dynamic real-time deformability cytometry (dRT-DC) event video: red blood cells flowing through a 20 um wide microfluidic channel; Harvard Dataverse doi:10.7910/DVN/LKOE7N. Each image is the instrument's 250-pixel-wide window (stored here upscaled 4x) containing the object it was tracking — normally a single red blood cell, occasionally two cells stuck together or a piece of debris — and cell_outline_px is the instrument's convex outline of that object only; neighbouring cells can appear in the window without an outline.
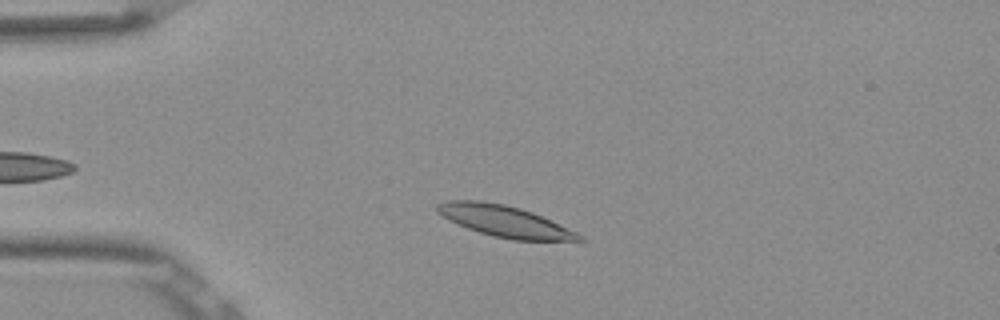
{"species": "Egyptian fruit bat (a non-hibernating species)", "species_latin": "Rousettus aegyptiacus", "temperature_condition": "room temperature", "stored_images_in_passage": 43, "camera_frame_rate_fps": 3000, "um_per_image_px": 0.085, "frame": {"image": 1, "passage_image": 7, "time_ms": 2.0, "image_size_px": [1000, 320], "cell_outline_px": [[588, 240], [512, 240], [480, 232], [468, 228], [436, 212], [436, 204], [448, 200], [480, 200], [504, 204], [520, 208], [532, 212], [576, 232], [584, 236]], "centroid_in_image_um": [42.89, 18.79], "position_along_channel_um": 42.1, "area_um2": 25.37}}
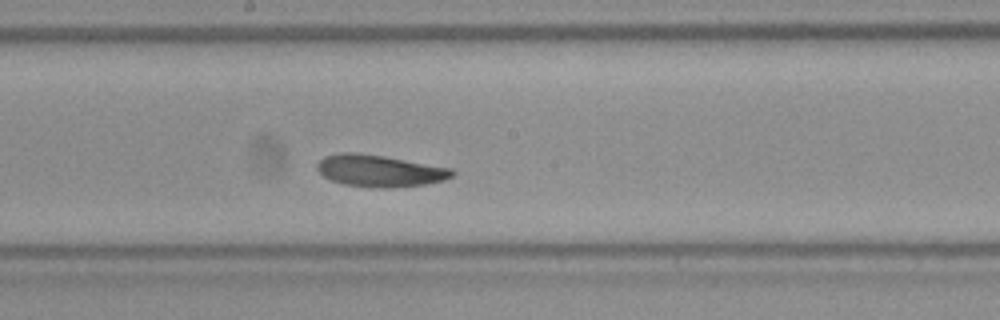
{"frame": {"image": 2, "passage_image": 23, "time_ms": 7.333, "image_size_px": [1000, 320], "cell_outline_px": [[456, 172], [452, 176], [444, 180], [424, 184], [392, 188], [372, 188], [344, 184], [332, 180], [324, 176], [316, 168], [316, 164], [324, 156], [340, 152], [352, 152], [384, 156], [452, 168]], "centroid_in_image_um": [32.26, 14.52], "position_along_channel_um": 215.9, "area_um2": 25.09}}
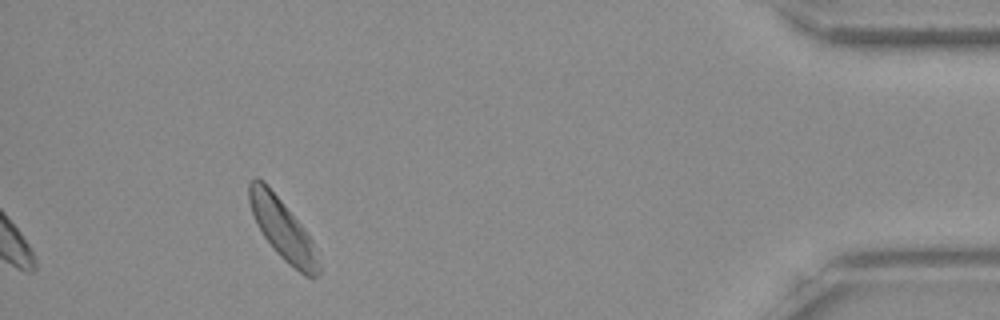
{"frame": {"image": 3, "passage_image": 43, "time_ms": 14.0, "image_size_px": [1000, 320], "cell_outline_px": [[320, 272], [312, 280], [304, 276], [288, 264], [276, 252], [264, 236], [256, 224], [248, 200], [248, 184], [256, 176], [264, 180], [304, 228], [320, 252]], "centroid_in_image_um": [24.06, 19.52], "position_along_channel_um": 411.1, "area_um2": 24.91}, "authors_computed_cell_mechanics": {"area_um2": 24.854, "velocity_mm_per_s": 3.7944, "shape_relaxation_time_tau1_ms": 2.0068, "shape_relaxation_time_tau2_ms": 3.6906, "deformation_change_tau1": 0.0853, "deformation_change_tau2": 0.0765}}